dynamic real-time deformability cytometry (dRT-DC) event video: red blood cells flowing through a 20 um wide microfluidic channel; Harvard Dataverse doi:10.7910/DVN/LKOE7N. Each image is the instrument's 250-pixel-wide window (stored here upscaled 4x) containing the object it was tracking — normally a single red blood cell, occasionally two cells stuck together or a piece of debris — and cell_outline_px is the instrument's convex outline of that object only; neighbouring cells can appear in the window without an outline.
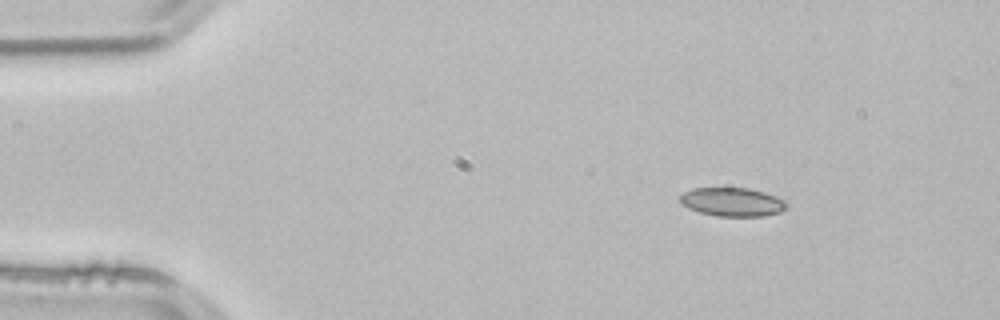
{"species": "common noctule bat (a hibernating species)", "species_latin": "Nyctalus noctula", "temperature_condition": "room temperature", "stored_images_in_passage": 2, "camera_frame_rate_fps": 3000, "um_per_image_px": 0.085, "animal": {"sex": "male", "body_mass_g": 21.5, "forearm_length_mm": 52.0}, "frame": {"image": 1, "passage_image": 1, "time_ms": 0.0, "image_size_px": [1000, 320], "cell_outline_px": [[788, 208], [780, 212], [764, 216], [716, 216], [700, 212], [688, 208], [680, 204], [680, 196], [684, 192], [692, 188], [748, 188], [764, 192], [776, 196], [784, 200], [788, 204]], "centroid_in_image_um": [62.26, 17.17], "position_along_channel_um": 22.7, "area_um2": 17.92}}